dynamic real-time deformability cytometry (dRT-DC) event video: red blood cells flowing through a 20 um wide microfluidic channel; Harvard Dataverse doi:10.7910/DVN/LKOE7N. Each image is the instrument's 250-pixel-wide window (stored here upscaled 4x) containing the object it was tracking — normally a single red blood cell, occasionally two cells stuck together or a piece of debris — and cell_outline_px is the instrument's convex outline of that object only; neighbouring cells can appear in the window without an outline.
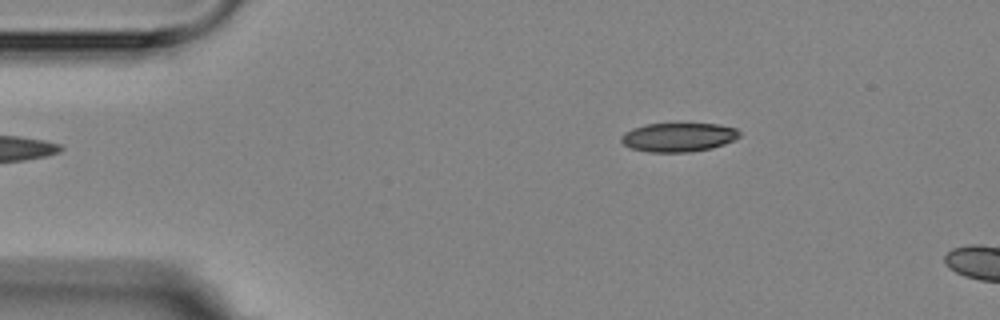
{"species": "Egyptian fruit bat (a non-hibernating species)", "species_latin": "Rousettus aegyptiacus", "temperature_condition": "room temperature", "stored_images_in_passage": 3, "camera_frame_rate_fps": 3000, "um_per_image_px": 0.085, "animal": {"sex": "female"}, "frame": {"image": 1, "passage_image": 1, "time_ms": 0.0, "image_size_px": [1000, 320], "cell_outline_px": [[740, 136], [724, 144], [712, 148], [688, 152], [648, 152], [632, 148], [624, 144], [620, 140], [620, 136], [624, 132], [632, 128], [644, 124], [716, 124], [736, 128], [740, 132]], "centroid_in_image_um": [57.63, 11.66], "position_along_channel_um": 27.4, "area_um2": 19.88}}